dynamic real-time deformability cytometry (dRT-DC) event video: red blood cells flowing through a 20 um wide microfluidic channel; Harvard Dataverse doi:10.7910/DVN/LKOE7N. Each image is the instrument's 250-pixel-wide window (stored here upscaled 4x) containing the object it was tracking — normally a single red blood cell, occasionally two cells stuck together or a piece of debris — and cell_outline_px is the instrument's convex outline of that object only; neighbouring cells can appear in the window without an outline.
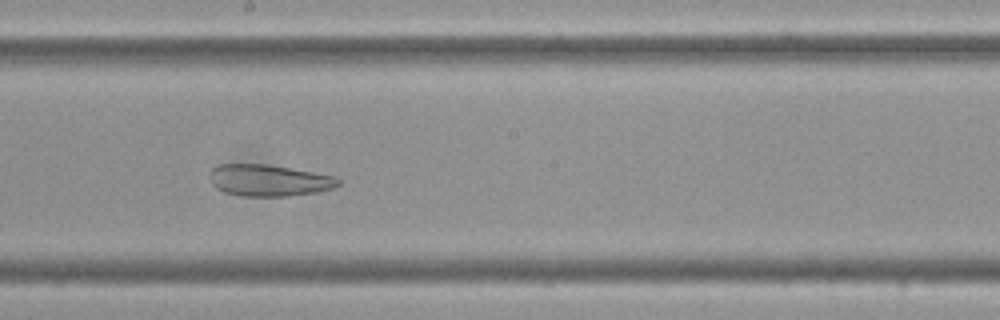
{"species": "Egyptian fruit bat (a non-hibernating species)", "species_latin": "Rousettus aegyptiacus", "temperature_condition": "cold", "stored_images_in_passage": 57, "camera_frame_rate_fps": 3000, "um_per_image_px": 0.085, "frame": {"image": 1, "passage_image": 31, "time_ms": 10.0, "image_size_px": [1000, 320], "cell_outline_px": [[340, 184], [332, 188], [316, 192], [288, 196], [244, 196], [224, 192], [216, 188], [212, 184], [212, 168], [220, 164], [264, 164], [336, 176], [340, 180]], "centroid_in_image_um": [22.87, 15.34], "position_along_channel_um": 225.3, "area_um2": 23.35}}
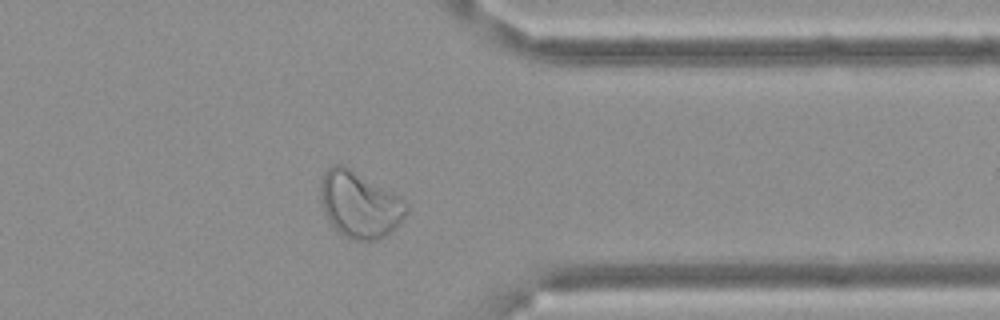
{"frame": {"image": 2, "passage_image": 45, "time_ms": 14.667, "image_size_px": [1000, 320], "cell_outline_px": [[408, 212], [404, 220], [392, 232], [376, 240], [348, 240], [328, 220], [320, 204], [320, 184], [324, 172], [332, 164], [340, 164], [348, 168], [400, 196], [408, 204]], "centroid_in_image_um": [30.57, 17.41], "position_along_channel_um": 380.8, "area_um2": 33.29}}
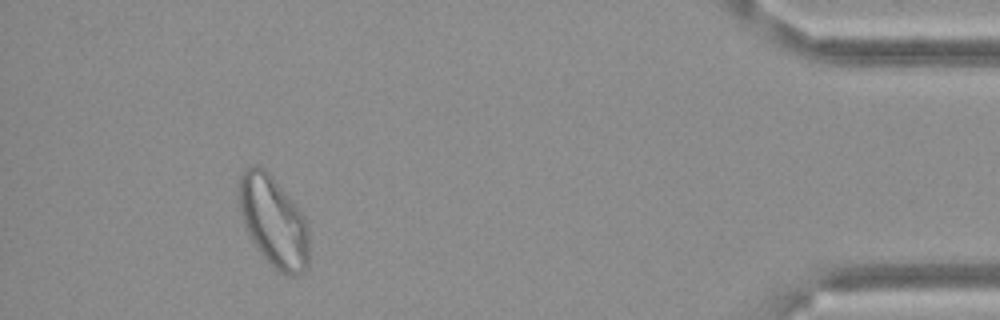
{"frame": {"image": 3, "passage_image": 52, "time_ms": 17.0, "image_size_px": [1000, 320], "cell_outline_px": [[308, 268], [296, 276], [288, 276], [276, 272], [260, 252], [252, 240], [244, 224], [240, 208], [240, 172], [244, 168], [264, 168], [272, 176], [304, 216], [308, 224]], "centroid_in_image_um": [23.28, 18.89], "position_along_channel_um": 411.9, "area_um2": 36.65}}